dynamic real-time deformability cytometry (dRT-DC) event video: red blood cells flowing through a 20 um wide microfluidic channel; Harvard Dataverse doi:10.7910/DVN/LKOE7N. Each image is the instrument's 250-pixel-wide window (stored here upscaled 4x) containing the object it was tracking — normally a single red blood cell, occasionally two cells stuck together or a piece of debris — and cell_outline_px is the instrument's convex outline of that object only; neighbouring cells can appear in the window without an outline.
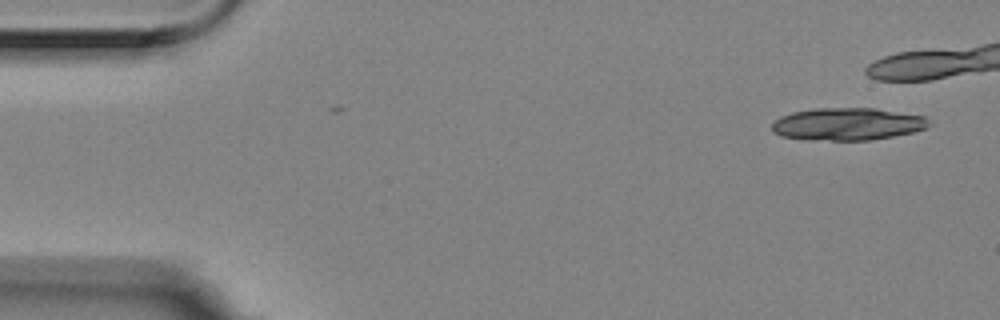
{"species": "Egyptian fruit bat (a non-hibernating species)", "species_latin": "Rousettus aegyptiacus", "temperature_condition": "room temperature", "stored_images_in_passage": 2, "camera_frame_rate_fps": 3000, "um_per_image_px": 0.085, "animal": {"sex": "female"}, "frame": {"image": 1, "passage_image": 2, "time_ms": 0.333, "image_size_px": [1000, 320], "cell_outline_px": [[932, 124], [928, 128], [912, 132], [892, 136], [868, 140], [832, 140], [780, 136], [772, 132], [772, 124], [780, 116], [792, 112], [812, 108], [876, 108], [924, 116]], "centroid_in_image_um": [72.06, 10.53], "position_along_channel_um": 12.9, "area_um2": 29.54}}